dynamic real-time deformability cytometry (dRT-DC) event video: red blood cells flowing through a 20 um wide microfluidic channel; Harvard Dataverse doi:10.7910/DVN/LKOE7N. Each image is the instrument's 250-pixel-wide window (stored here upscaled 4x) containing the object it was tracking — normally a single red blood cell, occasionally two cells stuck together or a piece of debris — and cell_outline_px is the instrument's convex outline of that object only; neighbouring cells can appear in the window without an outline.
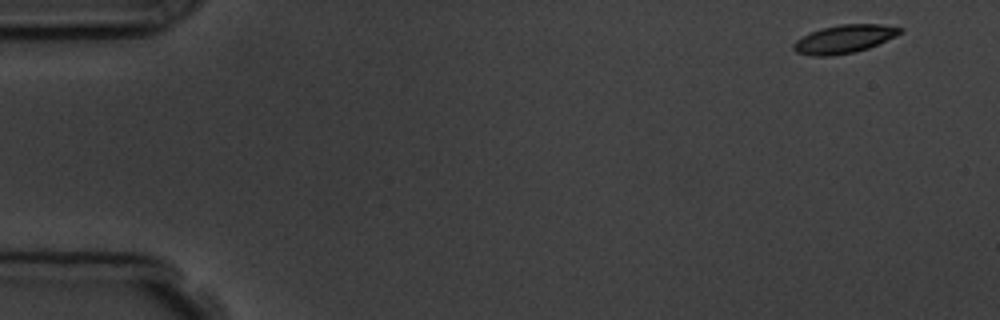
{"species": "common noctule bat (a hibernating species)", "species_latin": "Nyctalus noctula", "temperature_condition": "room temperature", "stored_images_in_passage": 4, "camera_frame_rate_fps": 3000, "um_per_image_px": 0.085, "animal": {"sex": "male", "body_mass_g": 19.5, "forearm_length_mm": 54.6}, "frame": {"image": 1, "passage_image": 1, "time_ms": 0.0, "image_size_px": [1000, 320], "cell_outline_px": [[904, 28], [896, 36], [868, 48], [856, 52], [832, 56], [812, 56], [796, 52], [792, 48], [792, 44], [796, 40], [812, 32], [824, 28], [840, 24], [880, 24]], "centroid_in_image_um": [71.75, 3.33], "position_along_channel_um": 13.3, "area_um2": 17.4}}
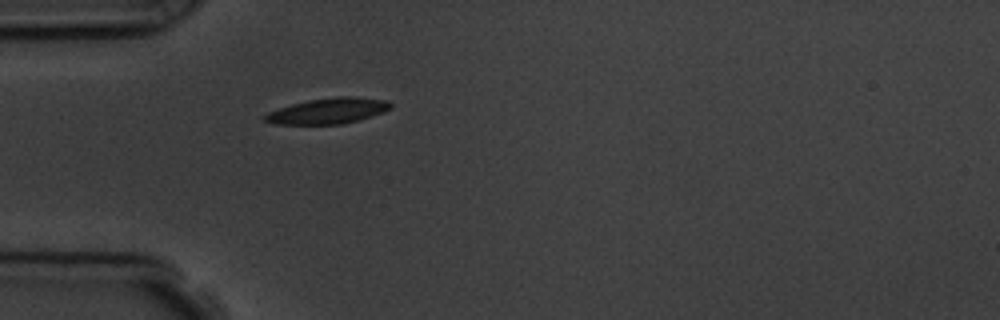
{"frame": {"image": 2, "passage_image": 4, "time_ms": 4.333, "image_size_px": [1000, 320], "cell_outline_px": [[392, 108], [384, 112], [360, 120], [344, 124], [276, 124], [264, 120], [264, 116], [268, 112], [292, 104], [308, 100], [336, 96], [352, 96], [388, 100], [392, 104]], "centroid_in_image_um": [27.95, 9.42], "position_along_channel_um": 57.1, "area_um2": 18.9}}